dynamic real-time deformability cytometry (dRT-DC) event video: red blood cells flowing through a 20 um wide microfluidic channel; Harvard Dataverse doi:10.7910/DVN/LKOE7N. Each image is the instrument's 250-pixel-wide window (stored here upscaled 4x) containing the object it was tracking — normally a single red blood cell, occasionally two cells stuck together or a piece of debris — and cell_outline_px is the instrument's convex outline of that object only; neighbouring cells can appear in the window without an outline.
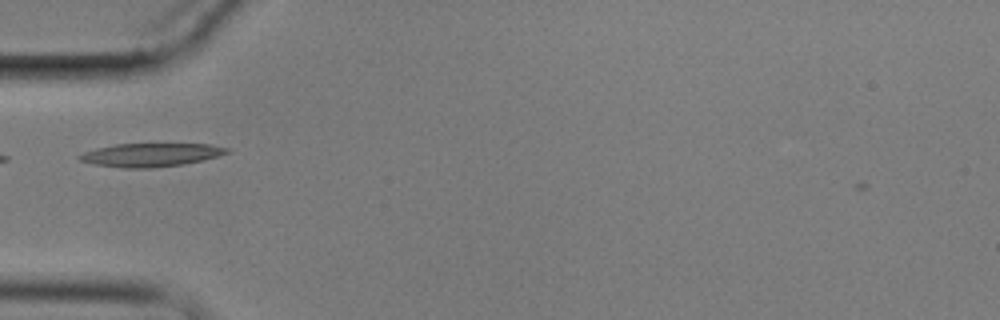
{"species": "common noctule bat (a hibernating species)", "species_latin": "Nyctalus noctula", "temperature_condition": "cold", "stored_images_in_passage": 14, "camera_frame_rate_fps": 3000, "um_per_image_px": 0.085, "animal": {"sex": "male", "body_mass_g": 17.9}, "frame": {"image": 1, "passage_image": 5, "time_ms": 5.667, "image_size_px": [1000, 320], "cell_outline_px": [[232, 152], [184, 164], [152, 168], [124, 168], [92, 164], [80, 160], [76, 156], [84, 152], [96, 148], [116, 144], [208, 144], [228, 148]], "centroid_in_image_um": [12.78, 13.17], "position_along_channel_um": 72.2, "area_um2": 20.0}}
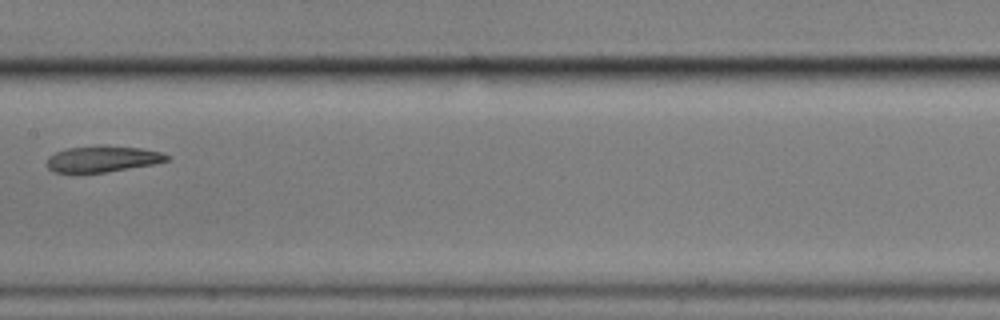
{"frame": {"image": 2, "passage_image": 8, "time_ms": 9.333, "image_size_px": [1000, 320], "cell_outline_px": [[172, 156], [168, 160], [156, 164], [104, 172], [76, 176], [52, 172], [48, 168], [48, 156], [56, 152], [68, 148], [96, 144], [100, 144], [140, 148], [160, 152]], "centroid_in_image_um": [8.66, 13.53], "position_along_channel_um": 198.7, "area_um2": 19.19}}
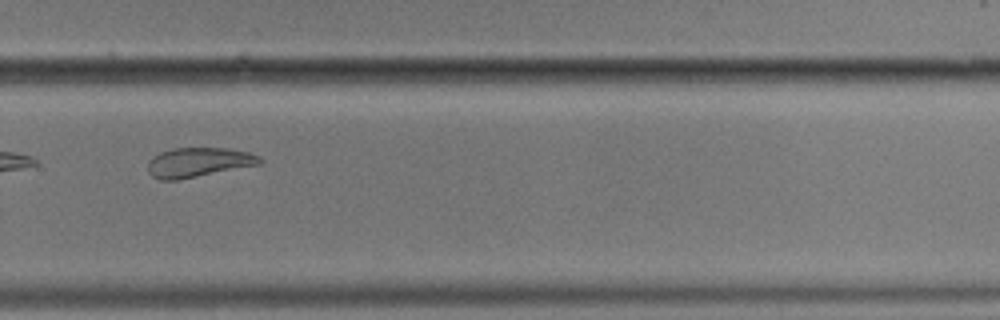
{"frame": {"image": 3, "passage_image": 11, "time_ms": 12.667, "image_size_px": [1000, 320], "cell_outline_px": [[264, 160], [260, 164], [176, 180], [160, 180], [152, 176], [148, 172], [148, 160], [152, 156], [160, 152], [172, 148], [228, 148], [248, 152], [260, 156]], "centroid_in_image_um": [16.85, 13.79], "position_along_channel_um": 313.0, "area_um2": 19.25}, "authors_computed_cell_mechanics": {"area_um2": 21.3282, "velocity_mm_per_s": 3.4505, "shape_relaxation_time_tau1_ms": 8.9507, "shape_relaxation_time_tau2_ms": 2.7843, "deformation_change_tau1": 0.1997, "deformation_change_tau2": 0.0819}}